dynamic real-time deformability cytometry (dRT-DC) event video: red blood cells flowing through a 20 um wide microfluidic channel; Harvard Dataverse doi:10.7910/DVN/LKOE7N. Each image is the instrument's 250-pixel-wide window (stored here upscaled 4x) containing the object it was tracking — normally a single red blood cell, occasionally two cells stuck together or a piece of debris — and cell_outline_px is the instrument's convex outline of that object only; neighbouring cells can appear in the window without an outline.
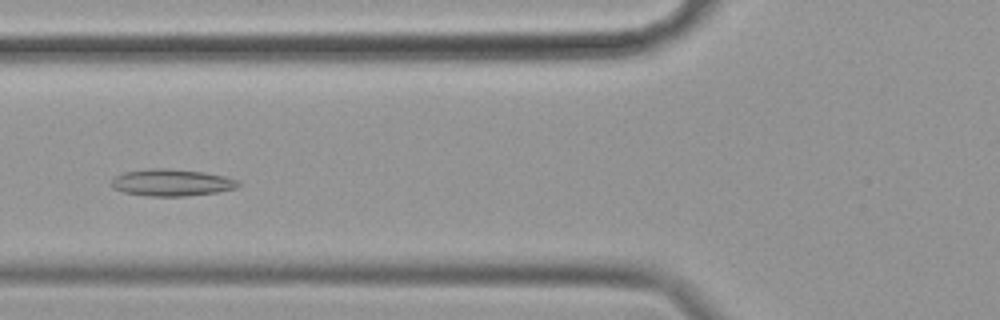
{"species": "common noctule bat (a hibernating species)", "species_latin": "Nyctalus noctula", "temperature_condition": "cold", "stored_images_in_passage": 59, "camera_frame_rate_fps": 3000, "um_per_image_px": 0.085, "animal": {"sex": "female", "body_mass_g": 19.9}, "frame": {"image": 1, "passage_image": 22, "time_ms": 7.0, "image_size_px": [1000, 320], "cell_outline_px": [[240, 184], [236, 188], [216, 192], [184, 196], [148, 196], [124, 192], [112, 188], [108, 184], [116, 176], [124, 172], [148, 168], [164, 168], [204, 172], [224, 176], [236, 180]], "centroid_in_image_um": [14.53, 15.51], "position_along_channel_um": 111.3, "area_um2": 19.83}}
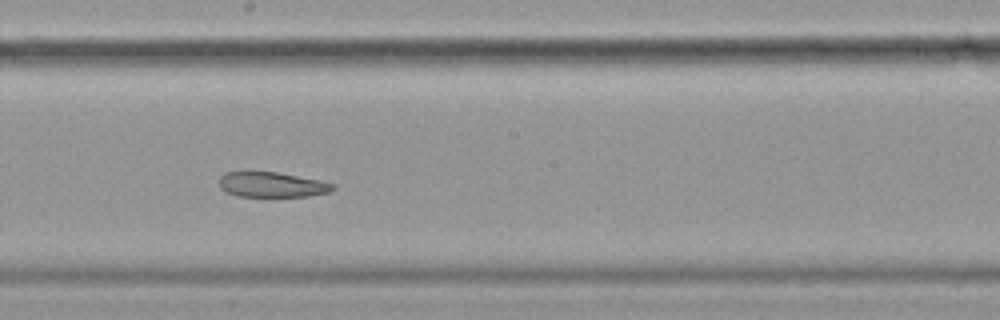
{"frame": {"image": 2, "passage_image": 32, "time_ms": 10.333, "image_size_px": [1000, 320], "cell_outline_px": [[336, 188], [328, 192], [308, 196], [236, 196], [220, 188], [220, 176], [224, 172], [276, 172], [320, 180], [336, 184]], "centroid_in_image_um": [23.13, 15.69], "position_along_channel_um": 225.1, "area_um2": 16.53}}
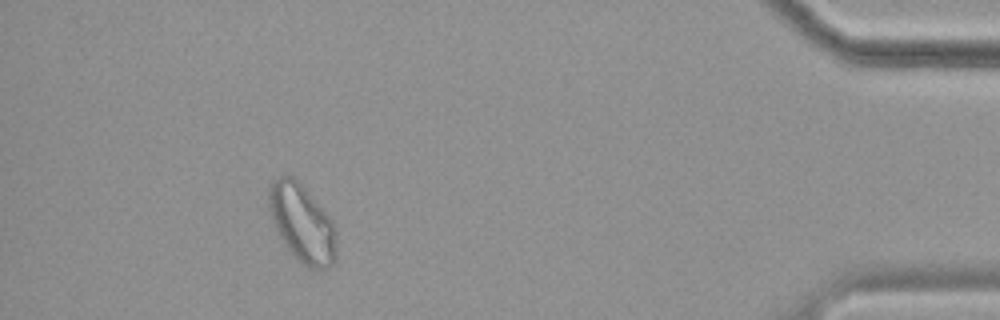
{"frame": {"image": 3, "passage_image": 53, "time_ms": 17.333, "image_size_px": [1000, 320], "cell_outline_px": [[336, 260], [328, 268], [312, 268], [304, 264], [280, 240], [276, 232], [268, 208], [268, 188], [272, 180], [280, 176], [292, 176], [304, 188], [332, 220], [336, 228]], "centroid_in_image_um": [25.66, 18.97], "position_along_channel_um": 409.5, "area_um2": 30.46}}